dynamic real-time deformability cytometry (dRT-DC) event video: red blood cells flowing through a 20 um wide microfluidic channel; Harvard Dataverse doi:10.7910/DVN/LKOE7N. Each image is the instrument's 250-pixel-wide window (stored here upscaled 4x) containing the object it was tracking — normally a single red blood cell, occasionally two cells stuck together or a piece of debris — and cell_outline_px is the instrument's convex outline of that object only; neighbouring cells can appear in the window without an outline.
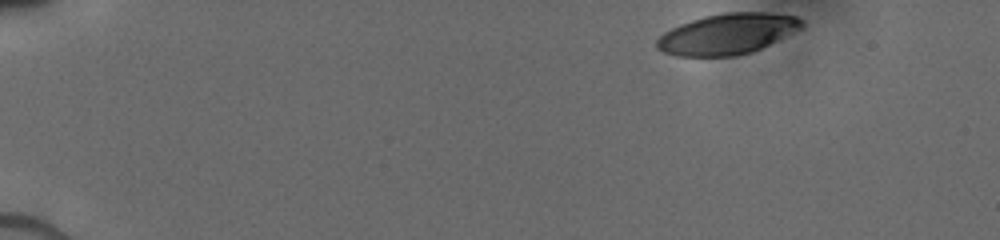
{"species": "human", "species_latin": "Homo sapiens", "temperature_condition": "cold", "stored_images_in_passage": 14, "camera_frame_rate_fps": 3000, "um_per_image_px": 0.085, "donor": {"sex": "male"}, "frame": {"image": 1, "passage_image": 1, "time_ms": 0.0, "image_size_px": [1000, 240], "cell_outline_px": [[804, 28], [752, 52], [736, 56], [676, 56], [664, 52], [656, 48], [656, 40], [664, 32], [680, 24], [704, 16], [728, 12], [764, 12], [796, 16], [804, 20]], "centroid_in_image_um": [61.86, 2.88], "position_along_channel_um": 23.1, "area_um2": 34.51}}
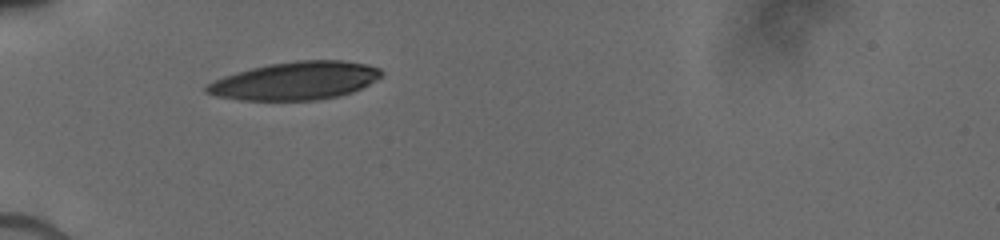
{"frame": {"image": 2, "passage_image": 13, "time_ms": 3.667, "image_size_px": [1000, 240], "cell_outline_px": [[384, 72], [376, 80], [352, 92], [340, 96], [316, 100], [240, 100], [216, 96], [204, 92], [204, 88], [208, 84], [224, 76], [252, 68], [272, 64], [296, 60], [344, 60], [364, 64], [380, 68]], "centroid_in_image_um": [25.11, 6.87], "position_along_channel_um": 59.9, "area_um2": 38.49}}